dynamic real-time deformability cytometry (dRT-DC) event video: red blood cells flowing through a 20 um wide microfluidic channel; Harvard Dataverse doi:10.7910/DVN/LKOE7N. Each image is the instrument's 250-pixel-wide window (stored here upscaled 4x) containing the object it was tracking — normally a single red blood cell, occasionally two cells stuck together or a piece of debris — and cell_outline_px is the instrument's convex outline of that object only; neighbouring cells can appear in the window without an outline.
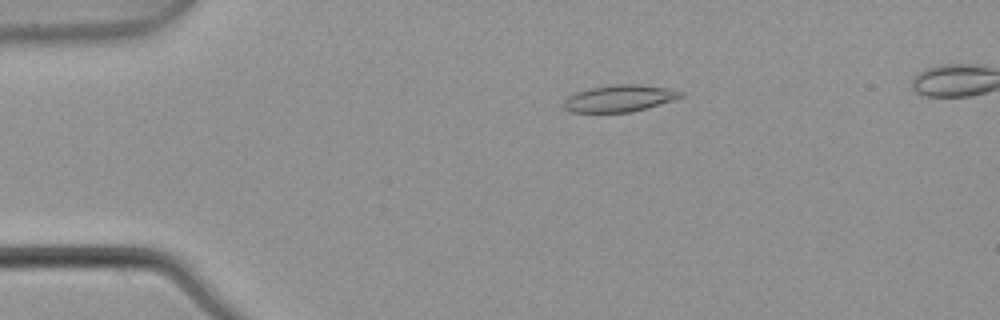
{"species": "common noctule bat (a hibernating species)", "species_latin": "Nyctalus noctula", "temperature_condition": "warm", "stored_images_in_passage": 5, "camera_frame_rate_fps": 3000, "um_per_image_px": 0.085, "animal": {"sex": "male", "body_mass_g": 21.5, "forearm_length_mm": 52.0}, "frame": {"image": 1, "passage_image": 3, "time_ms": 0.667, "image_size_px": [1000, 320], "cell_outline_px": [[684, 96], [648, 108], [632, 112], [568, 112], [564, 108], [564, 100], [568, 96], [576, 92], [588, 88], [616, 84], [640, 84], [664, 88], [684, 92]], "centroid_in_image_um": [52.63, 8.36], "position_along_channel_um": 32.4, "area_um2": 18.26}}